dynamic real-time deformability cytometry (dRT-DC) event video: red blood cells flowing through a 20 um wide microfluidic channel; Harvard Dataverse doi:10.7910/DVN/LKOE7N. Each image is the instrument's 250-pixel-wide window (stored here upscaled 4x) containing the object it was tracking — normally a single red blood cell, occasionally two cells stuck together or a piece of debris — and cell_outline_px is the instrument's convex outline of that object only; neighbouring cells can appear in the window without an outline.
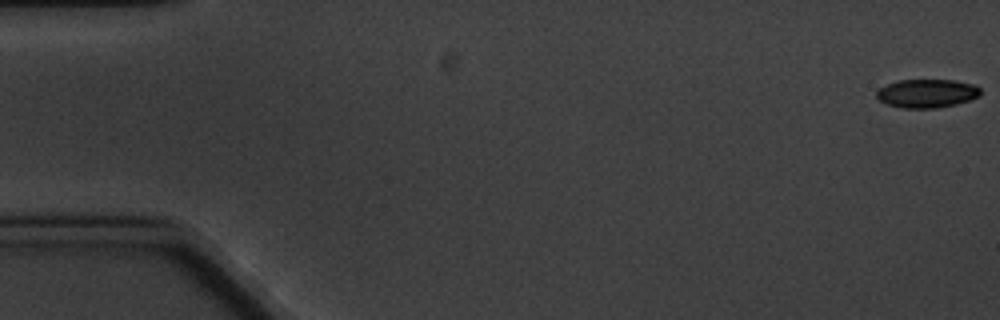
{"species": "common noctule bat (a hibernating species)", "species_latin": "Nyctalus noctula", "temperature_condition": "cold", "stored_images_in_passage": 7, "camera_frame_rate_fps": 3000, "um_per_image_px": 0.085, "animal": {"sex": "male", "body_mass_g": 20.1, "forearm_length_mm": 53.5}, "frame": {"image": 1, "passage_image": 1, "time_ms": 0.0, "image_size_px": [1000, 320], "cell_outline_px": [[980, 96], [956, 104], [936, 108], [900, 108], [888, 104], [880, 100], [876, 96], [876, 92], [880, 88], [888, 84], [900, 80], [952, 80], [972, 84], [980, 88]], "centroid_in_image_um": [78.78, 7.94], "position_along_channel_um": 6.2, "area_um2": 17.11}}
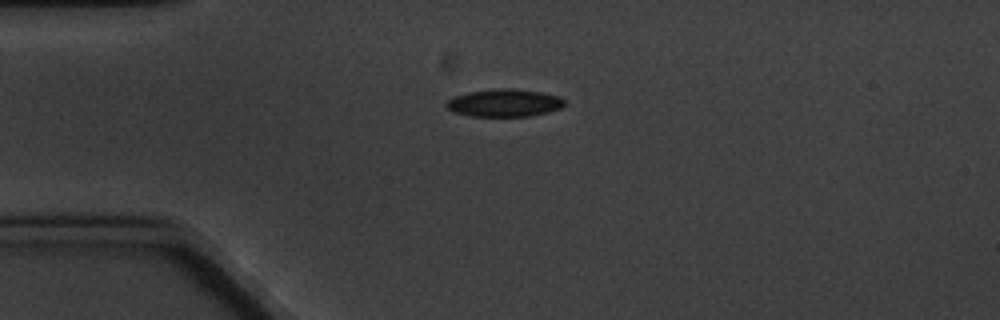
{"frame": {"image": 2, "passage_image": 5, "time_ms": 4.667, "image_size_px": [1000, 320], "cell_outline_px": [[564, 104], [560, 108], [548, 112], [528, 116], [468, 116], [452, 112], [444, 104], [448, 100], [456, 96], [468, 92], [492, 88], [512, 88], [544, 92], [560, 96], [564, 100]], "centroid_in_image_um": [42.86, 8.74], "position_along_channel_um": 42.1, "area_um2": 19.19}}